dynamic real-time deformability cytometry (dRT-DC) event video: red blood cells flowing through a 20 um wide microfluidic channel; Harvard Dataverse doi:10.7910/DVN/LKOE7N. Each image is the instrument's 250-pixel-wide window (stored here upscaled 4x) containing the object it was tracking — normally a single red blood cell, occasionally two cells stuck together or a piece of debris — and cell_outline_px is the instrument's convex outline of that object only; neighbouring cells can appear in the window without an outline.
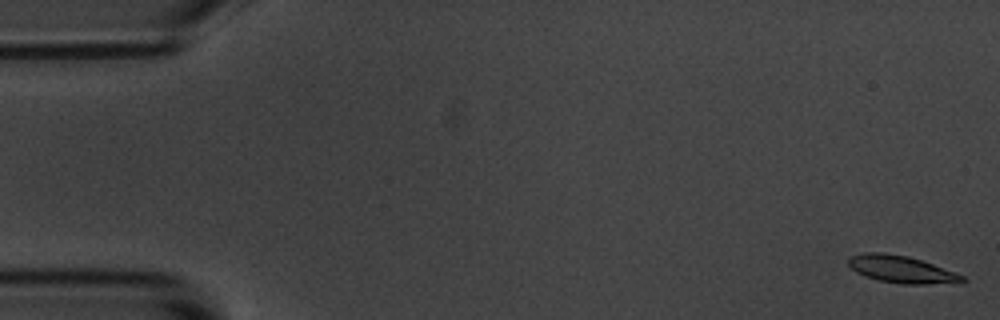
{"species": "common noctule bat (a hibernating species)", "species_latin": "Nyctalus noctula", "temperature_condition": "room temperature", "stored_images_in_passage": 55, "camera_frame_rate_fps": 3000, "um_per_image_px": 0.085, "animal": {"sex": "male", "body_mass_g": 20.1, "forearm_length_mm": 53.5}, "frame": {"image": 1, "passage_image": 1, "time_ms": 0.0, "image_size_px": [1000, 320], "cell_outline_px": [[968, 280], [960, 284], [900, 284], [880, 280], [864, 276], [856, 272], [848, 264], [848, 260], [852, 256], [864, 252], [884, 252], [908, 256], [956, 272], [964, 276]], "centroid_in_image_um": [76.69, 22.91], "position_along_channel_um": 8.3, "area_um2": 18.26}}
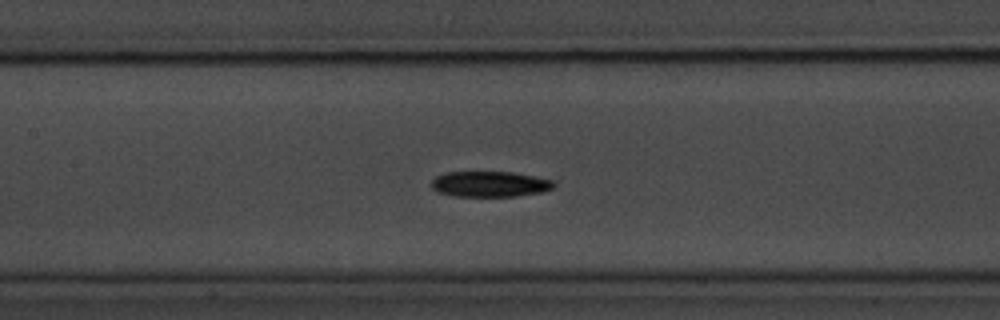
{"frame": {"image": 2, "passage_image": 25, "time_ms": 8.0, "image_size_px": [1000, 320], "cell_outline_px": [[556, 184], [552, 188], [544, 192], [516, 196], [452, 196], [436, 192], [432, 188], [432, 180], [436, 176], [444, 172], [512, 172], [536, 176], [556, 180]], "centroid_in_image_um": [41.66, 15.64], "position_along_channel_um": 165.7, "area_um2": 18.55}}
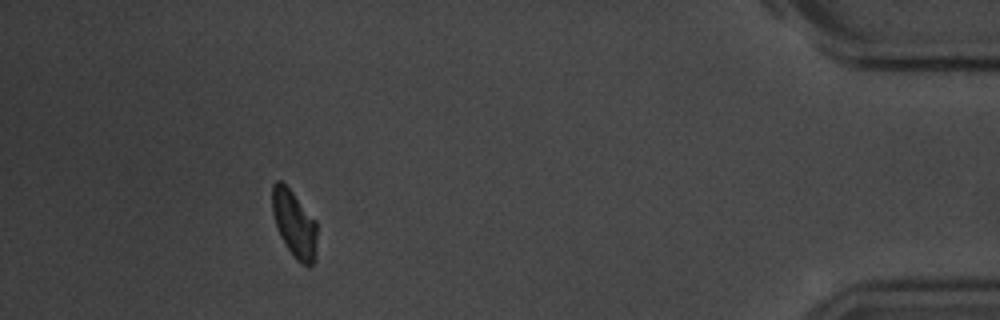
{"frame": {"image": 3, "passage_image": 50, "time_ms": 16.333, "image_size_px": [1000, 320], "cell_outline_px": [[316, 260], [308, 268], [300, 264], [292, 256], [284, 244], [280, 236], [272, 212], [272, 184], [276, 180], [280, 180], [292, 192], [316, 220]], "centroid_in_image_um": [25.02, 19.09], "position_along_channel_um": 410.2, "area_um2": 17.69}, "authors_computed_cell_mechanics": {"area_um2": 18.3804, "velocity_mm_per_s": 3.6343, "shape_relaxation_time_tau1_ms": 3.1132, "shape_relaxation_time_tau2_ms": null, "deformation_change_tau1": 0.1074, "deformation_change_tau2": null}}